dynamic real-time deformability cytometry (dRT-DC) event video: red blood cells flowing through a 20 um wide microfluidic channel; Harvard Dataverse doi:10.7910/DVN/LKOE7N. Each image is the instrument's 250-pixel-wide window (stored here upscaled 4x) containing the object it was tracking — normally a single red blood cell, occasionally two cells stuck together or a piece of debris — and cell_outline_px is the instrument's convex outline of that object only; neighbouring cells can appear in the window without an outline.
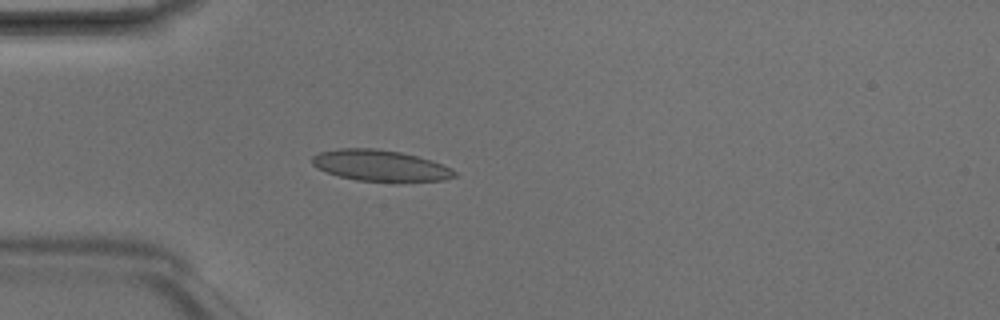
{"species": "Egyptian fruit bat (a non-hibernating species)", "species_latin": "Rousettus aegyptiacus", "temperature_condition": "room temperature", "stored_images_in_passage": 3, "camera_frame_rate_fps": 3000, "um_per_image_px": 0.085, "animal": {"sex": "male"}, "frame": {"image": 1, "passage_image": 3, "time_ms": 0.667, "image_size_px": [1000, 320], "cell_outline_px": [[456, 176], [444, 180], [396, 184], [356, 180], [340, 176], [316, 168], [312, 164], [312, 156], [320, 152], [336, 148], [376, 148], [400, 152], [432, 160], [452, 168], [456, 172]], "centroid_in_image_um": [32.37, 14.11], "position_along_channel_um": 52.6, "area_um2": 26.65}}